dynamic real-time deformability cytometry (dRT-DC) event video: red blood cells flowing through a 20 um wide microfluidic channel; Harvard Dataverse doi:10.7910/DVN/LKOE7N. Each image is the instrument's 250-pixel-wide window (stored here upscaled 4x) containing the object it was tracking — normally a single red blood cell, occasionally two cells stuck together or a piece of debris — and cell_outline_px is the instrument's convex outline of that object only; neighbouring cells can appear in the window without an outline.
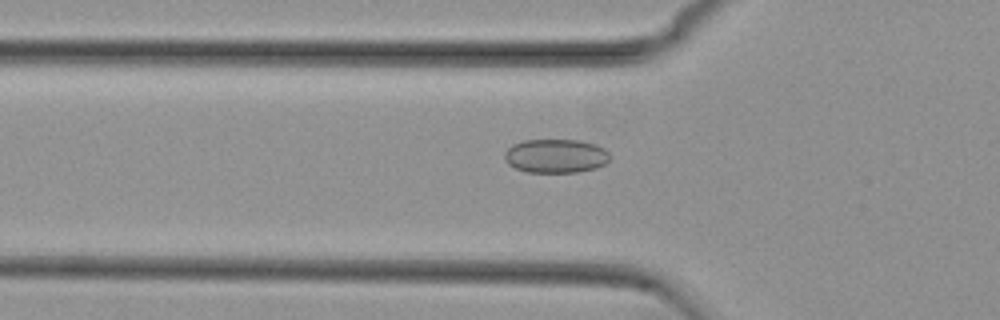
{"species": "common noctule bat (a hibernating species)", "species_latin": "Nyctalus noctula", "temperature_condition": "cold", "stored_images_in_passage": 52, "camera_frame_rate_fps": 3000, "um_per_image_px": 0.085, "animal": {"sex": "female", "body_mass_g": 29.2, "forearm_length_mm": 56.3}, "frame": {"image": 1, "passage_image": 16, "time_ms": 5.0, "image_size_px": [1000, 320], "cell_outline_px": [[612, 156], [604, 164], [596, 168], [576, 172], [528, 172], [516, 168], [508, 164], [504, 160], [504, 152], [512, 144], [524, 140], [580, 140], [596, 144], [604, 148]], "centroid_in_image_um": [47.24, 13.25], "position_along_channel_um": 78.6, "area_um2": 20.92}}
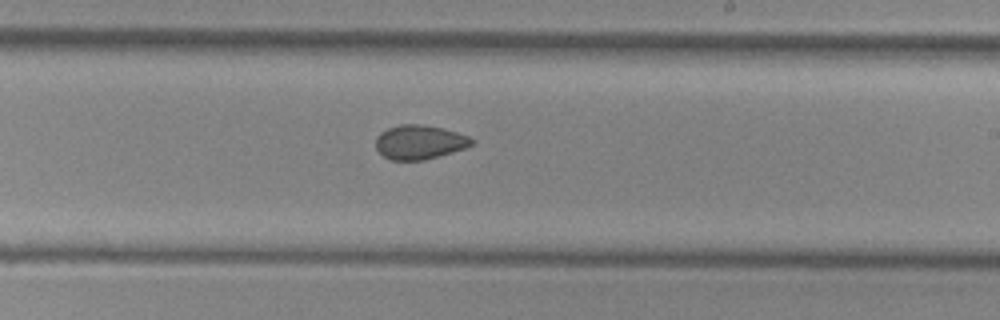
{"frame": {"image": 2, "passage_image": 30, "time_ms": 9.667, "image_size_px": [1000, 320], "cell_outline_px": [[476, 140], [472, 144], [464, 148], [440, 156], [424, 160], [392, 160], [384, 156], [376, 148], [376, 136], [380, 132], [388, 128], [400, 124], [420, 124], [444, 128], [468, 136]], "centroid_in_image_um": [35.66, 12.07], "position_along_channel_um": 253.3, "area_um2": 19.13}}
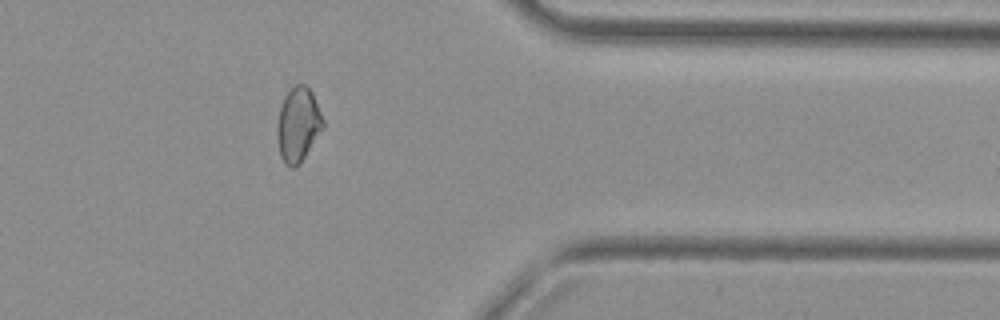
{"frame": {"image": 3, "passage_image": 42, "time_ms": 13.667, "image_size_px": [1000, 320], "cell_outline_px": [[324, 128], [300, 164], [296, 168], [288, 168], [284, 164], [280, 156], [276, 136], [276, 124], [280, 108], [284, 96], [296, 84], [308, 84], [312, 92], [324, 120]], "centroid_in_image_um": [25.33, 10.63], "position_along_channel_um": 386.1, "area_um2": 20.35}, "authors_computed_cell_mechanics": {"area_um2": 20.4323, "velocity_mm_per_s": 3.7333, "shape_relaxation_time_tau1_ms": null, "shape_relaxation_time_tau2_ms": 3.5039, "deformation_change_tau1": null, "deformation_change_tau2": 0.0721}}